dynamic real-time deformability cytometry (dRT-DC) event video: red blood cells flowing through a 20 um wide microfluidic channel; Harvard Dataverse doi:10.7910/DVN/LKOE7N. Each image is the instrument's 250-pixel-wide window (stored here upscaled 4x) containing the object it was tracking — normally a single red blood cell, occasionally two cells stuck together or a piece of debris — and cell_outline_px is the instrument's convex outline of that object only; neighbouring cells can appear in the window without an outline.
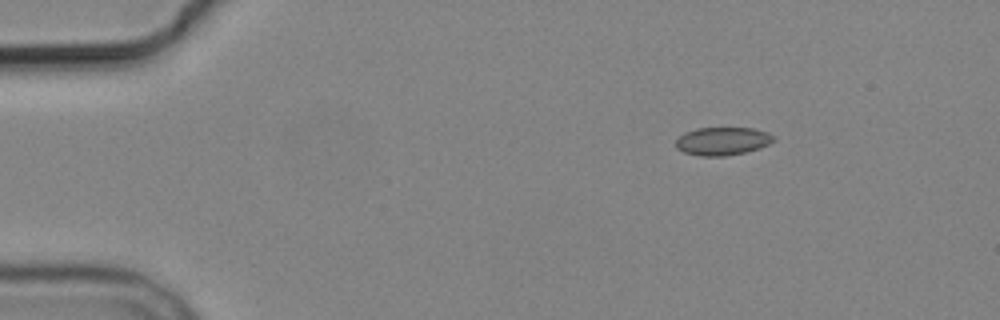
{"species": "common noctule bat (a hibernating species)", "species_latin": "Nyctalus noctula", "temperature_condition": "cold", "stored_images_in_passage": 6, "segment_of_instrument_passage": [2, 2], "camera_frame_rate_fps": 3000, "um_per_image_px": 0.085, "animal": {"sex": "male", "body_mass_g": 19.2, "forearm_length_mm": 51.8}, "frame": {"image": 1, "passage_image": 6, "time_ms": 6.333, "image_size_px": [1000, 320], "cell_outline_px": [[776, 140], [760, 148], [744, 152], [724, 156], [700, 156], [684, 152], [676, 148], [676, 140], [684, 132], [696, 128], [752, 128], [768, 132]], "centroid_in_image_um": [61.4, 11.99], "position_along_channel_um": 23.6, "area_um2": 15.95}}